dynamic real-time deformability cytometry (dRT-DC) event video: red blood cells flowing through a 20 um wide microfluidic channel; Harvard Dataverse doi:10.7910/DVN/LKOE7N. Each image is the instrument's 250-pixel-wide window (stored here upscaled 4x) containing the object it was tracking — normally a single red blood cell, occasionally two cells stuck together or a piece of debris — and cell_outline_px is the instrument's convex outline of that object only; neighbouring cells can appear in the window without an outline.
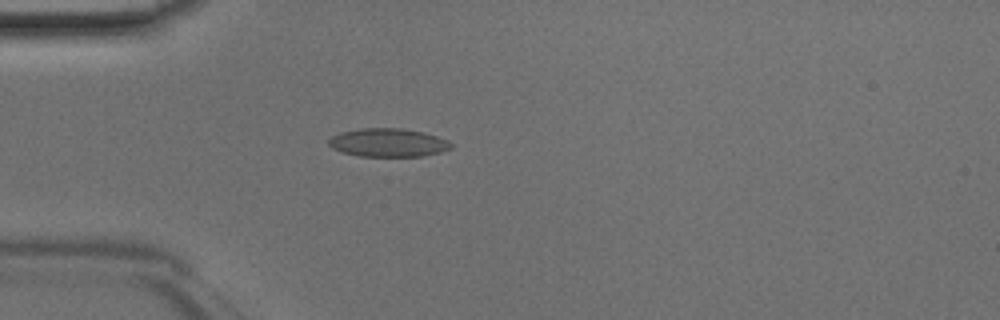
{"species": "Egyptian fruit bat (a non-hibernating species)", "species_latin": "Rousettus aegyptiacus", "temperature_condition": "room temperature", "stored_images_in_passage": 42, "camera_frame_rate_fps": 3000, "um_per_image_px": 0.085, "animal": {"sex": "male"}, "frame": {"image": 1, "passage_image": 9, "time_ms": 2.667, "image_size_px": [1000, 320], "cell_outline_px": [[452, 148], [440, 152], [424, 156], [360, 156], [340, 152], [332, 148], [328, 144], [328, 140], [332, 136], [340, 132], [360, 128], [400, 128], [424, 132], [448, 140], [452, 144]], "centroid_in_image_um": [32.97, 12.12], "position_along_channel_um": 52.0, "area_um2": 20.35}}
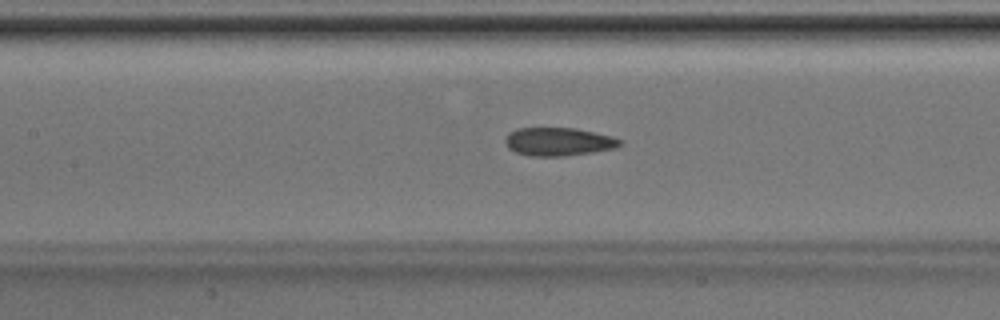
{"frame": {"image": 2, "passage_image": 17, "time_ms": 5.333, "image_size_px": [1000, 320], "cell_outline_px": [[624, 144], [612, 148], [592, 152], [564, 156], [532, 156], [516, 152], [508, 148], [504, 140], [508, 132], [516, 128], [576, 128], [612, 136], [624, 140]], "centroid_in_image_um": [47.47, 12.03], "position_along_channel_um": 159.9, "area_um2": 18.96}}
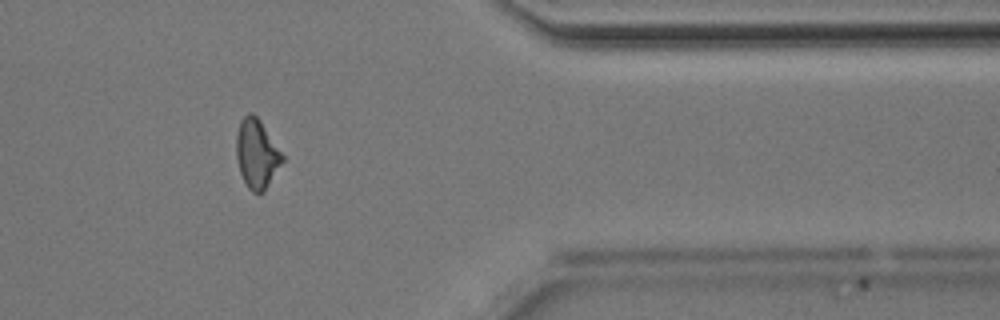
{"frame": {"image": 3, "passage_image": 34, "time_ms": 11.0, "image_size_px": [1000, 320], "cell_outline_px": [[284, 160], [264, 192], [252, 192], [248, 188], [240, 172], [236, 156], [236, 136], [240, 120], [248, 112], [252, 112], [260, 120], [284, 156]], "centroid_in_image_um": [21.82, 13.06], "position_along_channel_um": 389.6, "area_um2": 18.44}}